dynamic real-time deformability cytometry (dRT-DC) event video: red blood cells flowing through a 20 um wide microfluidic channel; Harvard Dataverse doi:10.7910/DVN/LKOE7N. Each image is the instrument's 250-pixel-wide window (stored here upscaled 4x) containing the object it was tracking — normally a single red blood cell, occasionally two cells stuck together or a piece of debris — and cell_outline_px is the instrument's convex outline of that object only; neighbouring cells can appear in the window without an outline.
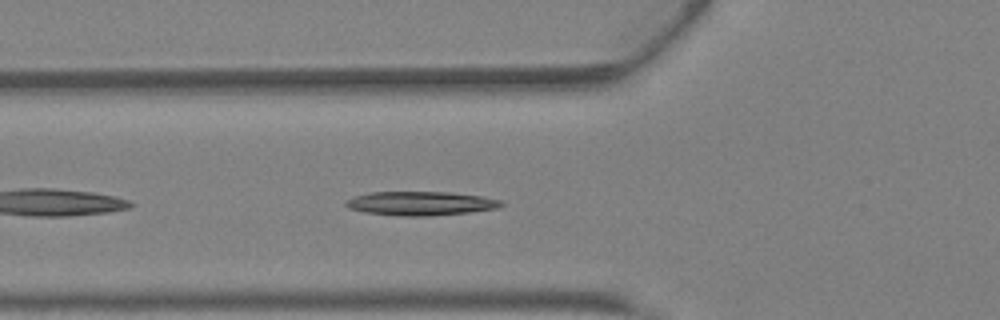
{"species": "Egyptian fruit bat (a non-hibernating species)", "species_latin": "Rousettus aegyptiacus", "temperature_condition": "warm", "stored_images_in_passage": 30, "camera_frame_rate_fps": 3000, "um_per_image_px": 0.085, "animal": {"sex": "female"}, "frame": {"image": 1, "passage_image": 3, "time_ms": 0.667, "image_size_px": [1000, 320], "cell_outline_px": [[504, 204], [500, 208], [468, 212], [428, 216], [400, 216], [364, 212], [348, 208], [344, 204], [344, 200], [368, 192], [448, 192], [480, 196], [500, 200]], "centroid_in_image_um": [35.72, 17.29], "position_along_channel_um": 90.1, "area_um2": 21.68}}
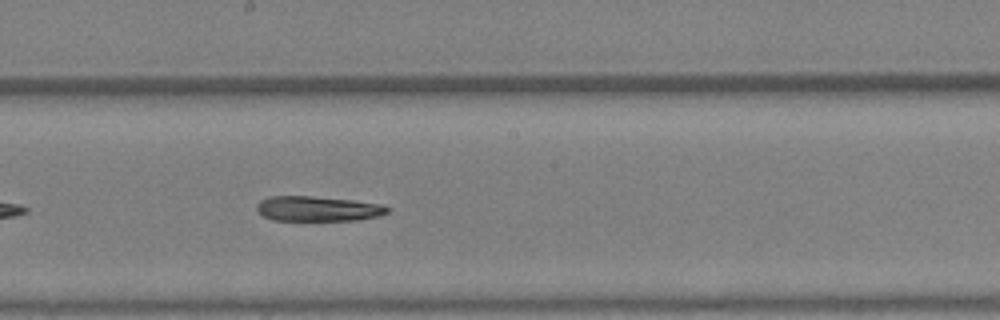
{"frame": {"image": 2, "passage_image": 11, "time_ms": 3.333, "image_size_px": [1000, 320], "cell_outline_px": [[392, 208], [388, 212], [380, 216], [356, 220], [272, 220], [264, 216], [256, 208], [256, 204], [260, 200], [268, 196], [312, 196], [352, 200], [384, 204]], "centroid_in_image_um": [27.05, 17.73], "position_along_channel_um": 221.2, "area_um2": 19.19}}
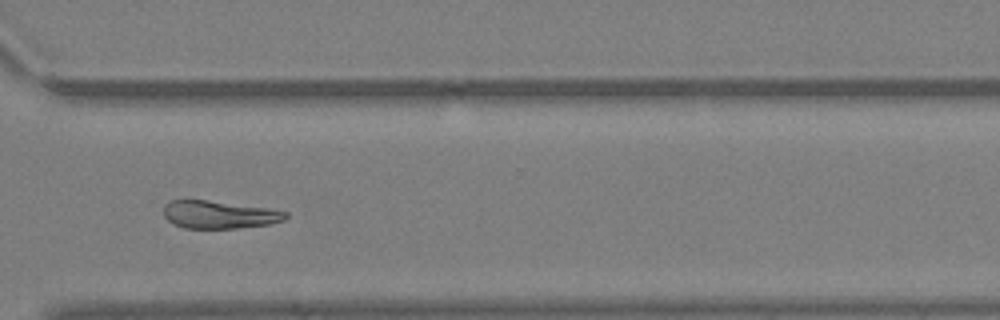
{"frame": {"image": 3, "passage_image": 19, "time_ms": 6.0, "image_size_px": [1000, 320], "cell_outline_px": [[288, 216], [284, 220], [268, 224], [236, 228], [184, 228], [172, 224], [164, 216], [164, 204], [168, 200], [208, 200], [268, 208], [288, 212]], "centroid_in_image_um": [18.6, 18.24], "position_along_channel_um": 352.0, "area_um2": 19.77}}